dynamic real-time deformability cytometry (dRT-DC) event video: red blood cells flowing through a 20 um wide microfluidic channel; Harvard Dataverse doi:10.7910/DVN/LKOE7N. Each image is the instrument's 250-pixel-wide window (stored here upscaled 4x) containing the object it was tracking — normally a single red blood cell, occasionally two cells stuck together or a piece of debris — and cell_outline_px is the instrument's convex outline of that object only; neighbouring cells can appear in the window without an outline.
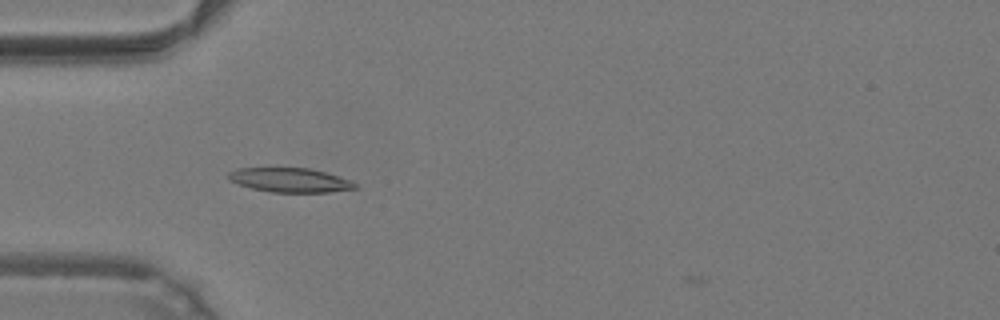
{"species": "common noctule bat (a hibernating species)", "species_latin": "Nyctalus noctula", "temperature_condition": "warm", "stored_images_in_passage": 35, "camera_frame_rate_fps": 3000, "um_per_image_px": 0.085, "animal": {"sex": "male", "body_mass_g": 19.2, "forearm_length_mm": 51.8}, "frame": {"image": 1, "passage_image": 2, "time_ms": 0.333, "image_size_px": [1000, 320], "cell_outline_px": [[356, 188], [328, 192], [272, 192], [252, 188], [228, 180], [228, 172], [236, 168], [308, 168], [324, 172], [352, 180], [356, 184]], "centroid_in_image_um": [24.63, 15.3], "position_along_channel_um": 60.4, "area_um2": 17.74}}
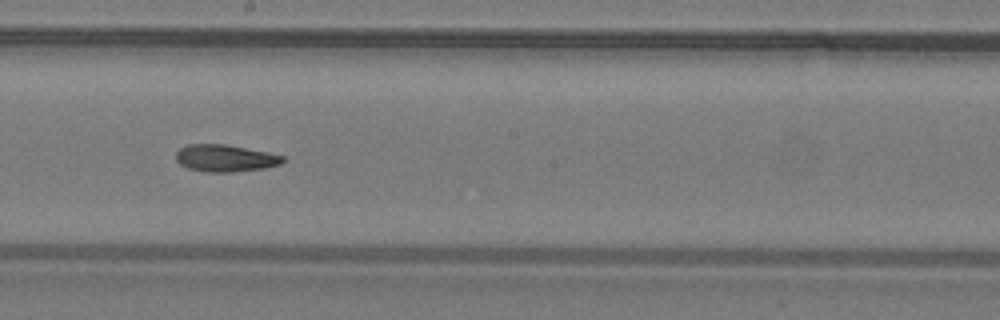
{"frame": {"image": 2, "passage_image": 14, "time_ms": 4.333, "image_size_px": [1000, 320], "cell_outline_px": [[288, 160], [280, 164], [264, 168], [232, 172], [204, 172], [188, 168], [180, 164], [176, 160], [176, 152], [180, 148], [188, 144], [224, 144], [268, 152], [284, 156]], "centroid_in_image_um": [19.16, 13.45], "position_along_channel_um": 229.0, "area_um2": 16.94}}
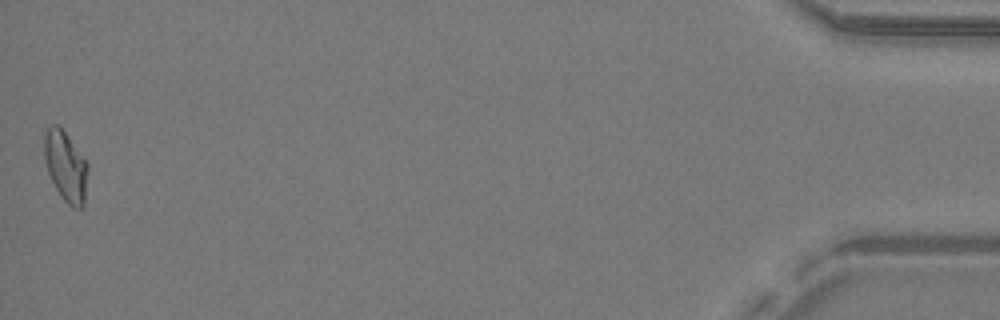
{"frame": {"image": 3, "passage_image": 35, "time_ms": 11.333, "image_size_px": [1000, 320], "cell_outline_px": [[88, 168], [84, 204], [80, 208], [72, 208], [60, 196], [48, 172], [44, 160], [44, 132], [52, 124], [56, 124], [64, 132], [88, 164]], "centroid_in_image_um": [5.57, 14.16], "position_along_channel_um": 429.6, "area_um2": 17.57}, "authors_computed_cell_mechanics": {"area_um2": 17.051, "velocity_mm_per_s": 4.2632, "shape_relaxation_time_tau1_ms": null, "shape_relaxation_time_tau2_ms": 3.2963, "deformation_change_tau1": null, "deformation_change_tau2": 0.0972}}